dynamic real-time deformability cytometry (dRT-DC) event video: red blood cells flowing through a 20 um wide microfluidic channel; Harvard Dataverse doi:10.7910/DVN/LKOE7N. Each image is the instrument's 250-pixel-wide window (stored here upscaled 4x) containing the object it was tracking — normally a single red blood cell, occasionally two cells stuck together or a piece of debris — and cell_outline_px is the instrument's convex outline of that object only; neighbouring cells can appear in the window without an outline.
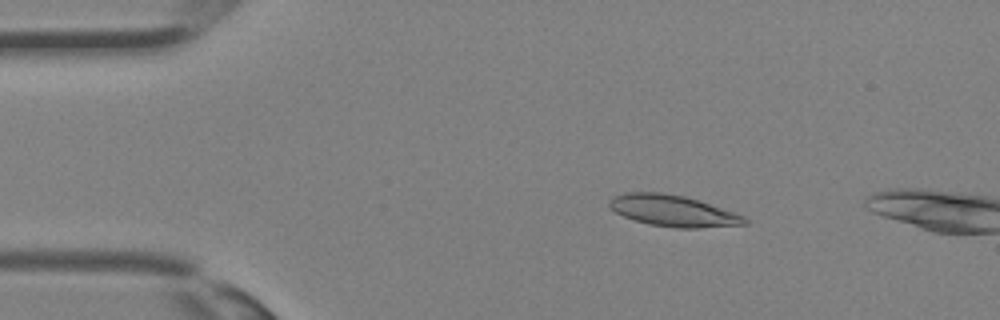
{"species": "Egyptian fruit bat (a non-hibernating species)", "species_latin": "Rousettus aegyptiacus", "temperature_condition": "room temperature", "stored_images_in_passage": 4, "camera_frame_rate_fps": 3000, "um_per_image_px": 0.085, "animal": {"sex": "female"}, "frame": {"image": 1, "passage_image": 2, "time_ms": 0.333, "image_size_px": [1000, 320], "cell_outline_px": [[748, 224], [696, 228], [676, 228], [648, 224], [624, 216], [616, 212], [608, 204], [608, 200], [624, 192], [660, 192], [684, 196], [700, 200], [744, 216], [748, 220]], "centroid_in_image_um": [57.22, 17.91], "position_along_channel_um": 27.8, "area_um2": 24.57}}